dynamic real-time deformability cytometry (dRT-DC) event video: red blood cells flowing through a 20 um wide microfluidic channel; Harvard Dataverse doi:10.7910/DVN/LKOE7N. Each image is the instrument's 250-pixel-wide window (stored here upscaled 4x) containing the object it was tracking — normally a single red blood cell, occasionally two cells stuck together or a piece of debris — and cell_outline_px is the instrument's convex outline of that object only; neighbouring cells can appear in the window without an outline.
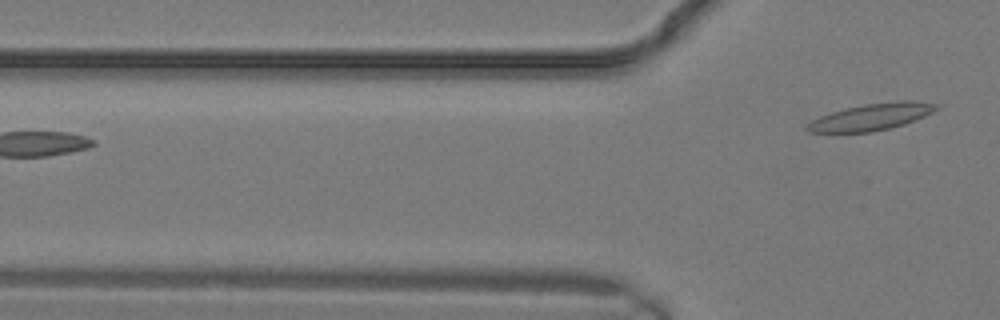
{"species": "common noctule bat (a hibernating species)", "species_latin": "Nyctalus noctula", "temperature_condition": "warm", "stored_images_in_passage": 5, "segment_of_instrument_passage": [2, 2], "camera_frame_rate_fps": 3000, "um_per_image_px": 0.085, "animal": {"sex": "male", "body_mass_g": 19.2, "forearm_length_mm": 51.8}, "frame": {"image": 1, "passage_image": 5, "time_ms": 1.333, "image_size_px": [1000, 320], "cell_outline_px": [[940, 108], [924, 116], [904, 124], [872, 132], [808, 132], [804, 128], [812, 120], [820, 116], [832, 112], [864, 104], [900, 100], [912, 100], [940, 104]], "centroid_in_image_um": [74.11, 9.92], "position_along_channel_um": 51.7, "area_um2": 20.0}}